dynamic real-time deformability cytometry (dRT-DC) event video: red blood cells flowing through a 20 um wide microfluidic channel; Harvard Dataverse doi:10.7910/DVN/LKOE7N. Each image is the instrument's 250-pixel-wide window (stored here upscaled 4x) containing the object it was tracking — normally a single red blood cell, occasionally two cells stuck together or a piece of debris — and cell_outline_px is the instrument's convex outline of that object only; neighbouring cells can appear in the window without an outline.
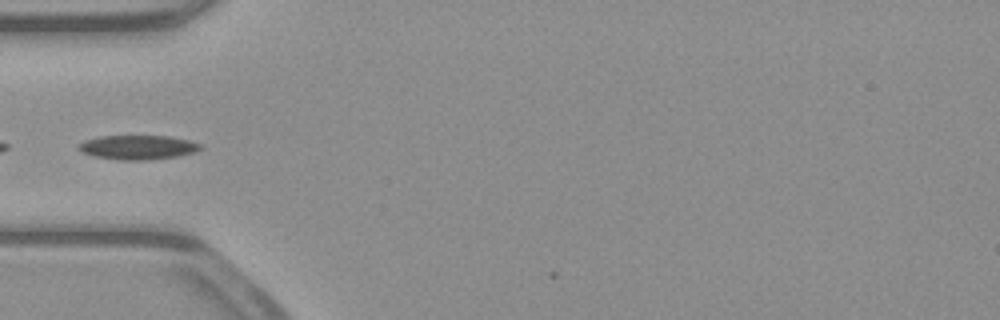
{"species": "common noctule bat (a hibernating species)", "species_latin": "Nyctalus noctula", "temperature_condition": "warm", "stored_images_in_passage": 3, "camera_frame_rate_fps": 3000, "um_per_image_px": 0.085, "animal": {"sex": "male", "body_mass_g": 23.1, "forearm_length_mm": 52.7}, "frame": {"image": 1, "passage_image": 1, "time_ms": 0.0, "image_size_px": [1000, 320], "cell_outline_px": [[204, 148], [196, 152], [176, 156], [148, 160], [120, 160], [92, 156], [80, 152], [76, 148], [84, 140], [100, 136], [172, 136], [204, 144]], "centroid_in_image_um": [11.74, 12.52], "position_along_channel_um": 73.3, "area_um2": 17.51}}